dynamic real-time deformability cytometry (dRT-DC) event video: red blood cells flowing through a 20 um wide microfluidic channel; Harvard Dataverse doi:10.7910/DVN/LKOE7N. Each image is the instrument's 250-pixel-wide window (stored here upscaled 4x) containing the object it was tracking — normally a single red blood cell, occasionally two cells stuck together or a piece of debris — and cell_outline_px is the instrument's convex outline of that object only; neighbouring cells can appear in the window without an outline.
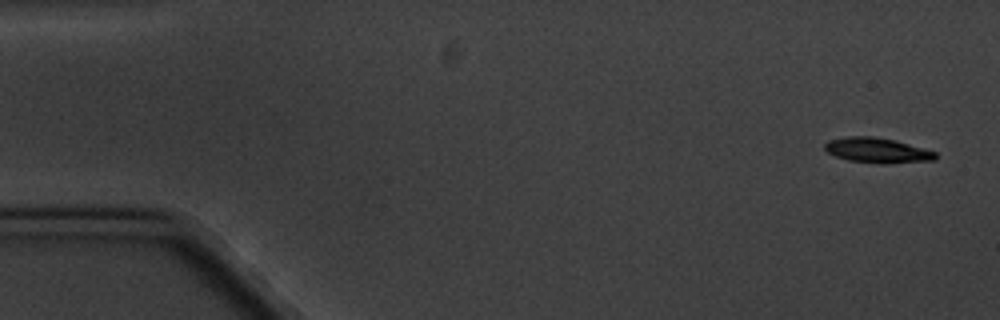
{"species": "common noctule bat (a hibernating species)", "species_latin": "Nyctalus noctula", "temperature_condition": "cold", "stored_images_in_passage": 5, "camera_frame_rate_fps": 3000, "um_per_image_px": 0.085, "animal": {"sex": "male", "body_mass_g": 20.1, "forearm_length_mm": 53.5}, "frame": {"image": 1, "passage_image": 1, "time_ms": 0.0, "image_size_px": [1000, 320], "cell_outline_px": [[936, 160], [848, 160], [836, 156], [828, 152], [824, 148], [824, 144], [828, 140], [848, 136], [872, 136], [896, 140], [936, 152]], "centroid_in_image_um": [74.48, 12.69], "position_along_channel_um": 10.5, "area_um2": 14.91}}
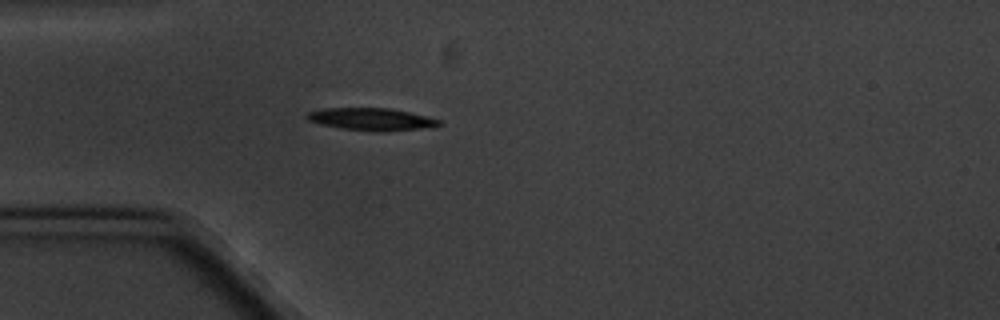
{"frame": {"image": 2, "passage_image": 5, "time_ms": 4.667, "image_size_px": [1000, 320], "cell_outline_px": [[444, 124], [432, 128], [380, 132], [340, 128], [320, 124], [308, 120], [304, 116], [308, 112], [324, 108], [392, 108], [440, 120]], "centroid_in_image_um": [31.6, 10.14], "position_along_channel_um": 53.4, "area_um2": 17.4}}